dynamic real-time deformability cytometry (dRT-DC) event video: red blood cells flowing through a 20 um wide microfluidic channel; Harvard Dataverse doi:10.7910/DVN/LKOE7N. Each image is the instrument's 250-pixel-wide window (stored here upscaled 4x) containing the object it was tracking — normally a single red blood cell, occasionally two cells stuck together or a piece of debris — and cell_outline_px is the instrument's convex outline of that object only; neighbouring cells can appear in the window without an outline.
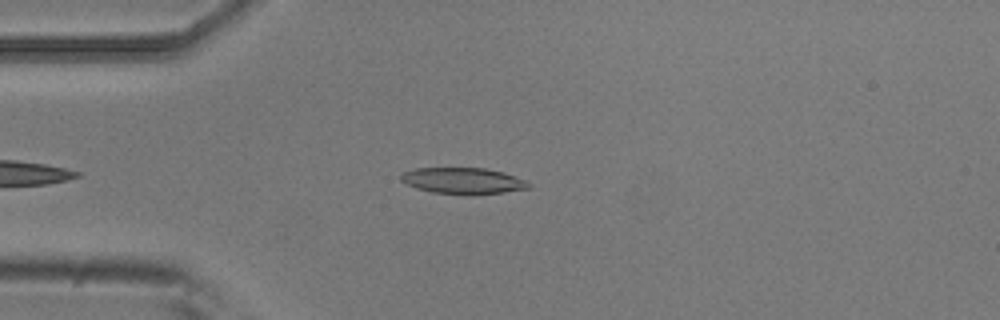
{"species": "common noctule bat (a hibernating species)", "species_latin": "Nyctalus noctula", "temperature_condition": "room temperature", "stored_images_in_passage": 4, "camera_frame_rate_fps": 3000, "um_per_image_px": 0.085, "animal": {"sex": "male", "body_mass_g": 20.5, "forearm_length_mm": 52.5}, "frame": {"image": 1, "passage_image": 4, "time_ms": 1.0, "image_size_px": [1000, 320], "cell_outline_px": [[532, 184], [528, 188], [504, 192], [472, 196], [432, 192], [416, 188], [400, 180], [400, 176], [404, 172], [416, 168], [484, 168], [504, 172], [528, 180]], "centroid_in_image_um": [39.41, 15.38], "position_along_channel_um": 45.6, "area_um2": 19.83}}